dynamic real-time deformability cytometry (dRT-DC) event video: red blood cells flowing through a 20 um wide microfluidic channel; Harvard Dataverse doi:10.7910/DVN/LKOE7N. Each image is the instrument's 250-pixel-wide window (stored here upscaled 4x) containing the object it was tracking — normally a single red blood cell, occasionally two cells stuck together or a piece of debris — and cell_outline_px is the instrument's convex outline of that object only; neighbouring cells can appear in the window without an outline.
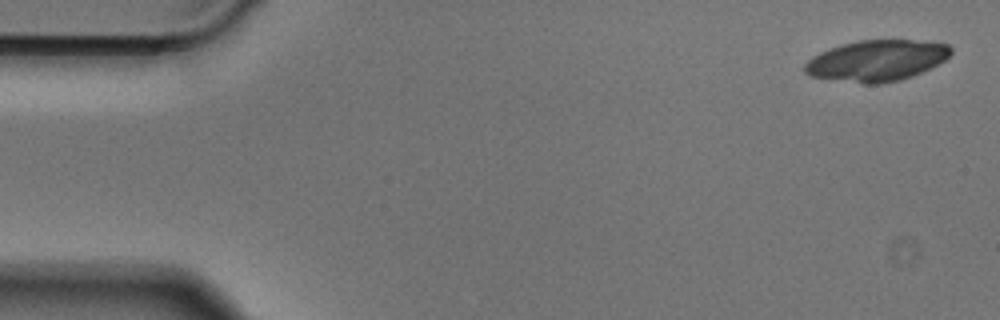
{"species": "Egyptian fruit bat (a non-hibernating species)", "species_latin": "Rousettus aegyptiacus", "temperature_condition": "cold", "stored_images_in_passage": 2, "camera_frame_rate_fps": 3000, "um_per_image_px": 0.085, "animal": {"sex": "male"}, "frame": {"image": 1, "passage_image": 1, "time_ms": 0.0, "image_size_px": [1000, 320], "cell_outline_px": [[952, 52], [944, 60], [912, 76], [900, 80], [880, 84], [864, 84], [808, 76], [804, 72], [804, 64], [812, 56], [820, 52], [856, 40], [924, 40], [948, 44], [952, 48]], "centroid_in_image_um": [74.5, 5.15], "position_along_channel_um": 10.5, "area_um2": 34.97}}